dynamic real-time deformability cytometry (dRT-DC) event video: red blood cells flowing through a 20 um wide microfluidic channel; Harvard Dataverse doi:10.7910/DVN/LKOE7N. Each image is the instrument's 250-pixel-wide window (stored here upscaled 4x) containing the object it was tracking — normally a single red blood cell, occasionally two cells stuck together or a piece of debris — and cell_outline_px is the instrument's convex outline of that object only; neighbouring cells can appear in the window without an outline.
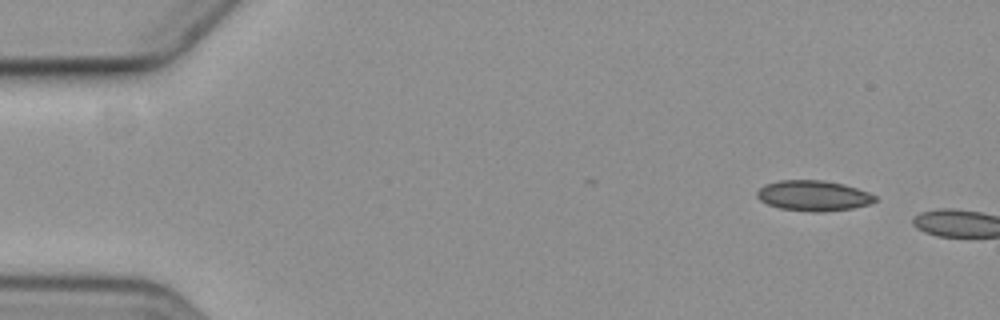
{"species": "common noctule bat (a hibernating species)", "species_latin": "Nyctalus noctula", "temperature_condition": "cold", "stored_images_in_passage": 2, "camera_frame_rate_fps": 3000, "um_per_image_px": 0.085, "animal": {"sex": "female", "body_mass_g": 19.3, "forearm_length_mm": 54.1}, "frame": {"image": 1, "passage_image": 1, "time_ms": 0.0, "image_size_px": [1000, 320], "cell_outline_px": [[876, 200], [868, 204], [852, 208], [824, 212], [812, 212], [780, 208], [768, 204], [760, 200], [756, 196], [756, 192], [764, 184], [780, 180], [824, 180], [844, 184], [868, 192], [876, 196]], "centroid_in_image_um": [69.12, 16.63], "position_along_channel_um": 15.9, "area_um2": 20.92}}